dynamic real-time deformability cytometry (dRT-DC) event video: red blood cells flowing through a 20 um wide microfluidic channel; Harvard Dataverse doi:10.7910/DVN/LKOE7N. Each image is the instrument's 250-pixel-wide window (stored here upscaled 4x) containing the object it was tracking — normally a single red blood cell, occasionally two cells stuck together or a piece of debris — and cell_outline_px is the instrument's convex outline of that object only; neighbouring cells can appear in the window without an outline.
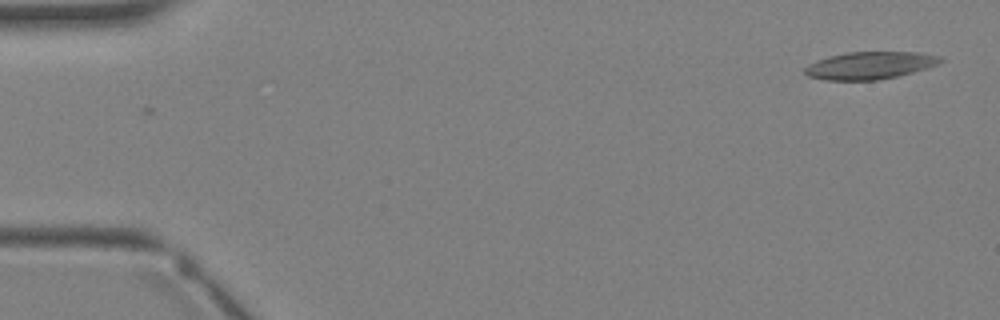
{"species": "Egyptian fruit bat (a non-hibernating species)", "species_latin": "Rousettus aegyptiacus", "temperature_condition": "warm", "stored_images_in_passage": 4, "camera_frame_rate_fps": 3000, "um_per_image_px": 0.085, "animal": {"sex": "female"}, "frame": {"image": 1, "passage_image": 1, "time_ms": 0.0, "image_size_px": [1000, 320], "cell_outline_px": [[944, 60], [936, 64], [912, 72], [896, 76], [876, 80], [824, 80], [808, 76], [804, 72], [804, 68], [808, 64], [816, 60], [828, 56], [848, 52], [920, 52], [944, 56]], "centroid_in_image_um": [73.92, 5.55], "position_along_channel_um": 11.1, "area_um2": 21.68}}